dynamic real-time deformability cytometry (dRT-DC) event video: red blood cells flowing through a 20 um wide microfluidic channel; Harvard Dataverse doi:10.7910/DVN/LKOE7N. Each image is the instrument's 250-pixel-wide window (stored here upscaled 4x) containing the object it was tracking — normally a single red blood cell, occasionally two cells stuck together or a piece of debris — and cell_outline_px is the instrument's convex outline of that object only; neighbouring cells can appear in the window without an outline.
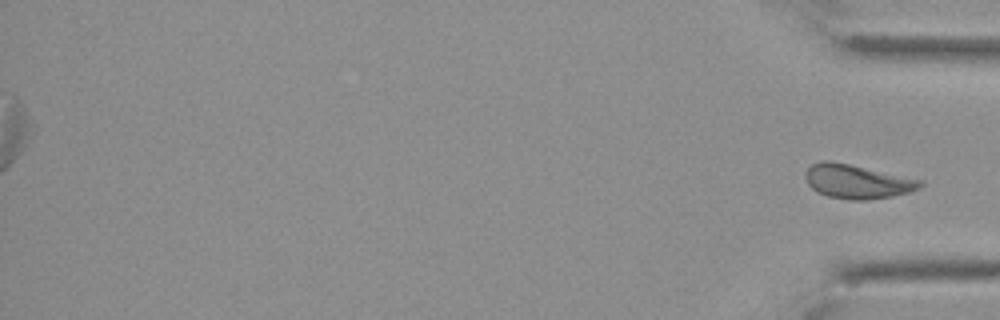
{"species": "Egyptian fruit bat (a non-hibernating species)", "species_latin": "Rousettus aegyptiacus", "temperature_condition": "cold", "stored_images_in_passage": 45, "segment_of_instrument_passage": [2, 2], "camera_frame_rate_fps": 3000, "um_per_image_px": 0.085, "animal": {"sex": "female"}, "frame": {"image": 1, "passage_image": 45, "time_ms": 14.667, "image_size_px": [1000, 320], "cell_outline_px": [[924, 184], [920, 188], [908, 192], [892, 196], [868, 200], [848, 200], [828, 196], [816, 192], [808, 184], [804, 176], [808, 168], [812, 164], [820, 160], [832, 160], [924, 180]], "centroid_in_image_um": [72.85, 15.42], "position_along_channel_um": 362.3, "area_um2": 23.0}}